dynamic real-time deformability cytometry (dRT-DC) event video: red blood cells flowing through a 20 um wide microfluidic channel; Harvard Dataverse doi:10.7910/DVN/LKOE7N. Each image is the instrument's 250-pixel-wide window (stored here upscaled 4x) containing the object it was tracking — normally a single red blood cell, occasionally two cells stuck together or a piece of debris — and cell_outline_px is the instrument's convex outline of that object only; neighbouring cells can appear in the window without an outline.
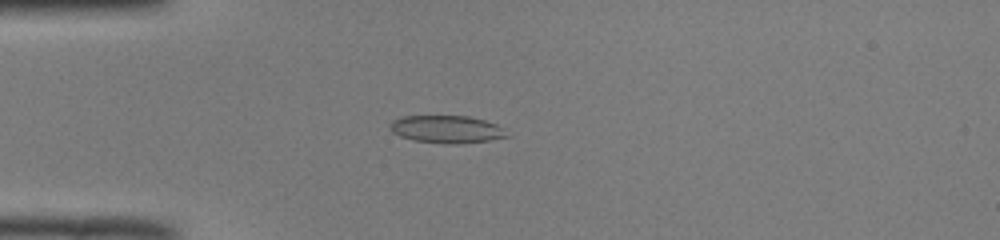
{"species": "common noctule bat (a hibernating species)", "species_latin": "Nyctalus noctula", "temperature_condition": "room temperature", "stored_images_in_passage": 45, "camera_frame_rate_fps": 3000, "um_per_image_px": 0.085, "animal": {"sex": "male", "body_mass_g": 19.0, "forearm_length_mm": 50.8}, "frame": {"image": 1, "passage_image": 8, "time_ms": 2.333, "image_size_px": [1000, 240], "cell_outline_px": [[508, 136], [488, 140], [456, 144], [416, 140], [400, 136], [392, 132], [388, 128], [388, 124], [392, 120], [400, 116], [468, 116], [484, 120], [496, 124]], "centroid_in_image_um": [37.87, 10.97], "position_along_channel_um": 47.1, "area_um2": 18.44}}
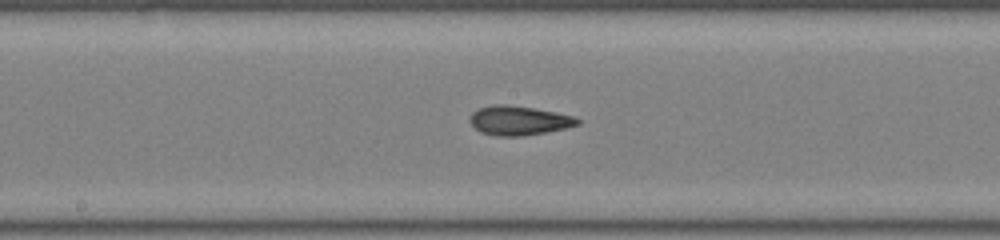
{"frame": {"image": 2, "passage_image": 21, "time_ms": 6.667, "image_size_px": [1000, 240], "cell_outline_px": [[580, 124], [564, 128], [524, 136], [496, 136], [480, 132], [472, 124], [472, 112], [480, 108], [496, 104], [504, 104], [532, 108], [556, 112], [576, 116], [580, 120]], "centroid_in_image_um": [44.14, 10.25], "position_along_channel_um": 204.1, "area_um2": 18.09}}
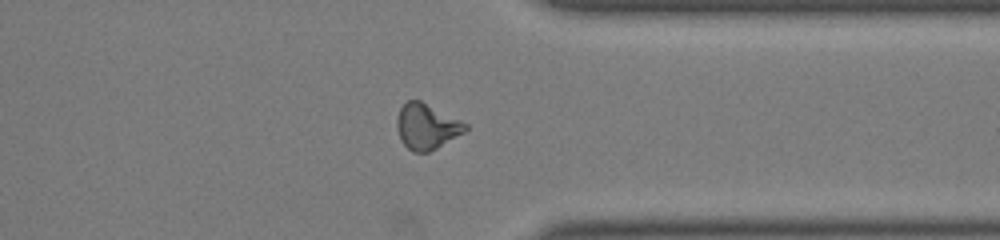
{"frame": {"image": 3, "passage_image": 34, "time_ms": 11.0, "image_size_px": [1000, 240], "cell_outline_px": [[468, 128], [464, 132], [436, 148], [428, 152], [412, 152], [400, 140], [396, 128], [396, 120], [400, 108], [408, 100], [420, 100], [468, 124]], "centroid_in_image_um": [36.23, 10.75], "position_along_channel_um": 375.2, "area_um2": 18.03}, "authors_computed_cell_mechanics": {"area_um2": 18.0336, "velocity_mm_per_s": 4.015, "shape_relaxation_time_tau1_ms": null, "shape_relaxation_time_tau2_ms": 2.679, "deformation_change_tau1": null, "deformation_change_tau2": 0.0979}}